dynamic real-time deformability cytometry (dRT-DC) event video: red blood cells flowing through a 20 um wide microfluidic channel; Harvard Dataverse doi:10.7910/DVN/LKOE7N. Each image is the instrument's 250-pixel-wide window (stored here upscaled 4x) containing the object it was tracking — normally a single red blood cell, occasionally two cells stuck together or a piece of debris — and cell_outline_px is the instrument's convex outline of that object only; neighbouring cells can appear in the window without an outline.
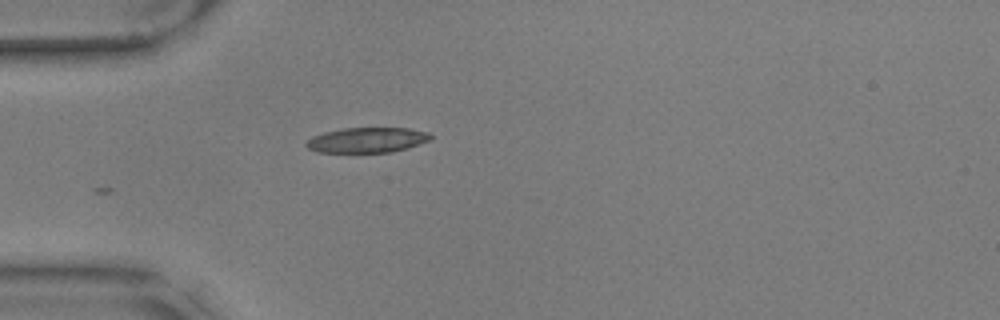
{"species": "common noctule bat (a hibernating species)", "species_latin": "Nyctalus noctula", "temperature_condition": "warm", "stored_images_in_passage": 12, "camera_frame_rate_fps": 3000, "um_per_image_px": 0.085, "animal": {"sex": "male", "body_mass_g": 17.9, "forearm_length_mm": 54.2}, "frame": {"image": 1, "passage_image": 1, "time_ms": 0.0, "image_size_px": [1000, 320], "cell_outline_px": [[432, 140], [408, 148], [392, 152], [316, 152], [308, 148], [304, 144], [312, 136], [324, 132], [344, 128], [408, 128], [428, 132], [432, 136]], "centroid_in_image_um": [31.22, 11.9], "position_along_channel_um": 53.8, "area_um2": 18.32}}